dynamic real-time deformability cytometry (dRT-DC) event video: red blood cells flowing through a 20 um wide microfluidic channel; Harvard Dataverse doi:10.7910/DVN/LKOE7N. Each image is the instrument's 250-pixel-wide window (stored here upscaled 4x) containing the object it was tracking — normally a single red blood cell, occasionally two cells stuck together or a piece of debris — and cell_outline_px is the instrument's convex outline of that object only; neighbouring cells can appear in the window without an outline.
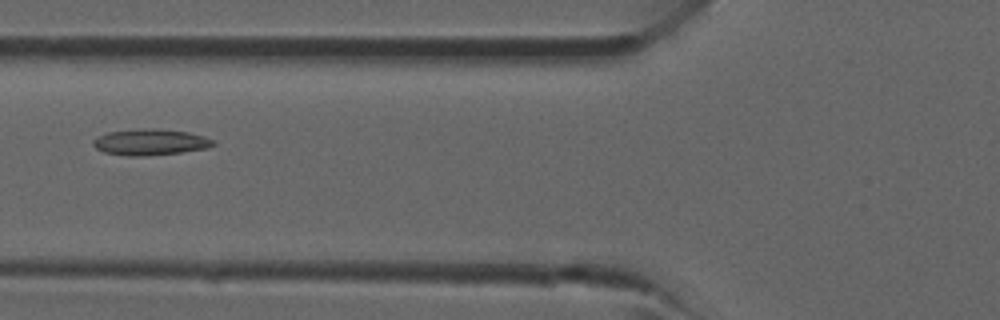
{"species": "common noctule bat (a hibernating species)", "species_latin": "Nyctalus noctula", "temperature_condition": "room temperature", "stored_images_in_passage": 30, "camera_frame_rate_fps": 3000, "um_per_image_px": 0.085, "animal": {"sex": "male", "forearm_length_mm": 52.5}, "frame": {"image": 1, "passage_image": 5, "time_ms": 1.333, "image_size_px": [1000, 320], "cell_outline_px": [[216, 144], [208, 148], [180, 152], [144, 156], [128, 156], [104, 152], [96, 148], [92, 144], [92, 140], [108, 132], [144, 128], [156, 128], [188, 132], [204, 136], [216, 140]], "centroid_in_image_um": [12.81, 12.07], "position_along_channel_um": 113.0, "area_um2": 18.32}}
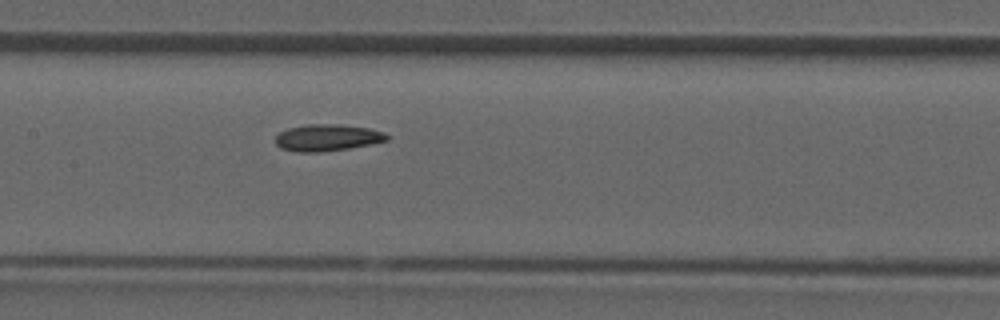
{"frame": {"image": 2, "passage_image": 9, "time_ms": 2.667, "image_size_px": [1000, 320], "cell_outline_px": [[388, 140], [348, 148], [316, 152], [296, 152], [280, 148], [276, 144], [276, 136], [280, 132], [288, 128], [308, 124], [336, 124], [368, 128], [384, 132], [388, 136]], "centroid_in_image_um": [27.78, 11.7], "position_along_channel_um": 179.6, "area_um2": 17.11}}
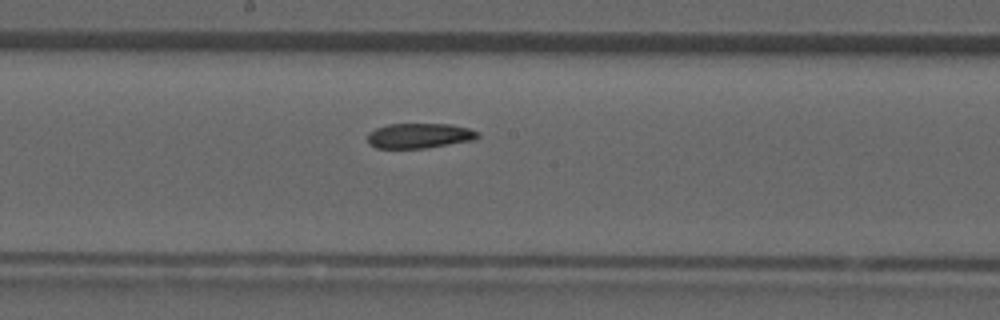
{"frame": {"image": 3, "passage_image": 11, "time_ms": 3.333, "image_size_px": [1000, 320], "cell_outline_px": [[480, 136], [472, 140], [428, 148], [376, 148], [368, 144], [368, 132], [376, 128], [388, 124], [452, 124], [468, 128], [480, 132]], "centroid_in_image_um": [35.64, 11.53], "position_along_channel_um": 212.6, "area_um2": 16.18}}